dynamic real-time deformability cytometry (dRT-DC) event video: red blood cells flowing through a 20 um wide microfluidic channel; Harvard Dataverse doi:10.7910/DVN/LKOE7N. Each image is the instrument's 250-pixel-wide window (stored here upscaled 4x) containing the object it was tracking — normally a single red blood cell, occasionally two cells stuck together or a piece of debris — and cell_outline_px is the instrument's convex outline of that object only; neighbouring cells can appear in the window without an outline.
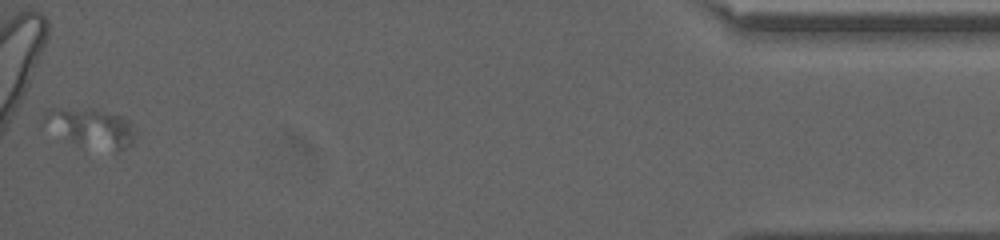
{"species": "human", "species_latin": "Homo sapiens", "temperature_condition": "cold", "stored_images_in_passage": 54, "camera_frame_rate_fps": 3000, "um_per_image_px": 0.085, "donor": {"sex": "male"}, "frame": {"image": 1, "passage_image": 54, "time_ms": 17.667, "image_size_px": [1000, 240], "cell_outline_px": [[136, 128], [132, 144], [124, 148], [116, 148], [80, 144], [40, 124], [44, 112], [48, 108], [92, 108], [120, 116], [128, 120]], "centroid_in_image_um": [7.67, 10.77], "position_along_channel_um": 427.5, "area_um2": 20.06}}